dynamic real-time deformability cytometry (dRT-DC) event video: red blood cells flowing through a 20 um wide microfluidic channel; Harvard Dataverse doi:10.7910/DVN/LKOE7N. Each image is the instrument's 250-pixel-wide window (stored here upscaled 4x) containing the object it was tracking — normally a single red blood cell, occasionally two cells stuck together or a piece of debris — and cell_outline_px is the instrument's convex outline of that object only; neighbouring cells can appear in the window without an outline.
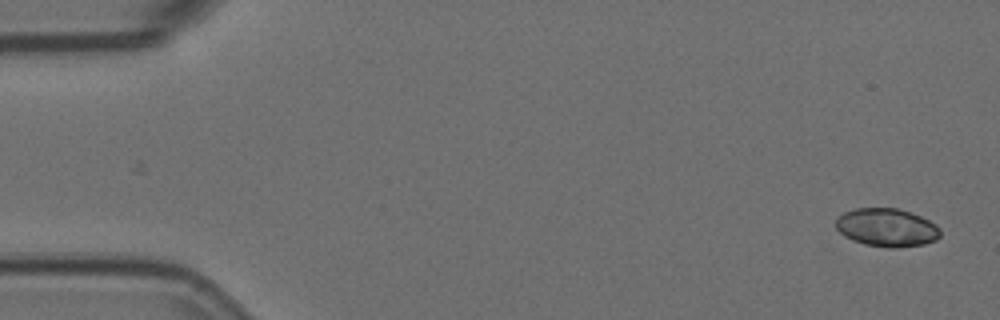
{"species": "Egyptian fruit bat (a non-hibernating species)", "species_latin": "Rousettus aegyptiacus", "temperature_condition": "room temperature", "stored_images_in_passage": 5, "camera_frame_rate_fps": 3000, "um_per_image_px": 0.085, "animal": {"sex": "female"}, "frame": {"image": 1, "passage_image": 1, "time_ms": 0.0, "image_size_px": [1000, 320], "cell_outline_px": [[940, 236], [936, 240], [924, 244], [896, 248], [888, 248], [864, 244], [852, 240], [844, 236], [836, 228], [836, 216], [844, 212], [856, 208], [896, 208], [920, 216], [936, 224], [940, 228]], "centroid_in_image_um": [75.36, 19.35], "position_along_channel_um": 9.6, "area_um2": 23.35}}
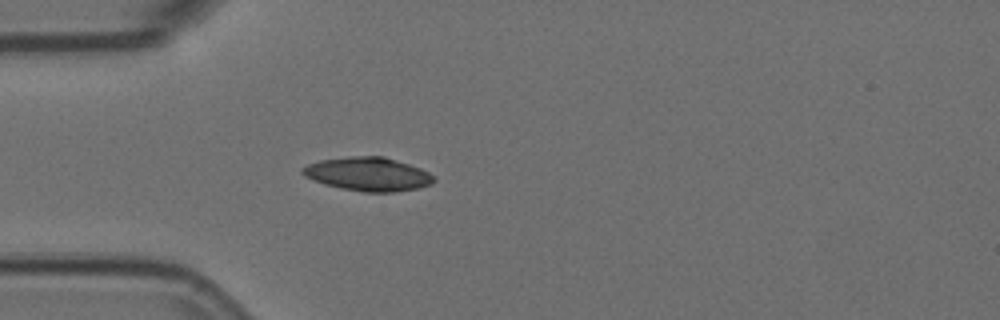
{"frame": {"image": 2, "passage_image": 5, "time_ms": 1.333, "image_size_px": [1000, 320], "cell_outline_px": [[436, 180], [432, 184], [416, 188], [396, 192], [364, 192], [340, 188], [324, 184], [304, 176], [300, 172], [300, 168], [308, 164], [320, 160], [348, 156], [384, 156], [420, 168], [436, 176]], "centroid_in_image_um": [31.28, 14.8], "position_along_channel_um": 53.7, "area_um2": 25.89}}